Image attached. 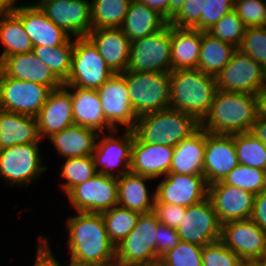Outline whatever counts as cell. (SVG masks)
<instances>
[{"mask_svg": "<svg viewBox=\"0 0 266 266\" xmlns=\"http://www.w3.org/2000/svg\"><path fill=\"white\" fill-rule=\"evenodd\" d=\"M69 258L97 266H115V245L101 213L75 212L65 220Z\"/></svg>", "mask_w": 266, "mask_h": 266, "instance_id": "1", "label": "cell"}, {"mask_svg": "<svg viewBox=\"0 0 266 266\" xmlns=\"http://www.w3.org/2000/svg\"><path fill=\"white\" fill-rule=\"evenodd\" d=\"M257 118L254 94L217 90L200 127L213 134H238L251 131Z\"/></svg>", "mask_w": 266, "mask_h": 266, "instance_id": "2", "label": "cell"}, {"mask_svg": "<svg viewBox=\"0 0 266 266\" xmlns=\"http://www.w3.org/2000/svg\"><path fill=\"white\" fill-rule=\"evenodd\" d=\"M217 88L216 77L199 69L170 72V106L185 112L199 123L207 116Z\"/></svg>", "mask_w": 266, "mask_h": 266, "instance_id": "3", "label": "cell"}, {"mask_svg": "<svg viewBox=\"0 0 266 266\" xmlns=\"http://www.w3.org/2000/svg\"><path fill=\"white\" fill-rule=\"evenodd\" d=\"M200 128L192 116L167 108L138 117L133 133L142 143L177 146Z\"/></svg>", "mask_w": 266, "mask_h": 266, "instance_id": "4", "label": "cell"}, {"mask_svg": "<svg viewBox=\"0 0 266 266\" xmlns=\"http://www.w3.org/2000/svg\"><path fill=\"white\" fill-rule=\"evenodd\" d=\"M154 211L139 215L133 230L115 246V266H156L160 258L156 253L157 226Z\"/></svg>", "mask_w": 266, "mask_h": 266, "instance_id": "5", "label": "cell"}, {"mask_svg": "<svg viewBox=\"0 0 266 266\" xmlns=\"http://www.w3.org/2000/svg\"><path fill=\"white\" fill-rule=\"evenodd\" d=\"M40 144L33 142L0 150V179L7 186L26 188L47 172L49 166L44 164Z\"/></svg>", "mask_w": 266, "mask_h": 266, "instance_id": "6", "label": "cell"}, {"mask_svg": "<svg viewBox=\"0 0 266 266\" xmlns=\"http://www.w3.org/2000/svg\"><path fill=\"white\" fill-rule=\"evenodd\" d=\"M121 74L138 117L169 108L170 72L124 71Z\"/></svg>", "mask_w": 266, "mask_h": 266, "instance_id": "7", "label": "cell"}, {"mask_svg": "<svg viewBox=\"0 0 266 266\" xmlns=\"http://www.w3.org/2000/svg\"><path fill=\"white\" fill-rule=\"evenodd\" d=\"M126 71L171 72V25L131 41Z\"/></svg>", "mask_w": 266, "mask_h": 266, "instance_id": "8", "label": "cell"}, {"mask_svg": "<svg viewBox=\"0 0 266 266\" xmlns=\"http://www.w3.org/2000/svg\"><path fill=\"white\" fill-rule=\"evenodd\" d=\"M114 73L87 37L74 38L71 71L64 86L99 89Z\"/></svg>", "mask_w": 266, "mask_h": 266, "instance_id": "9", "label": "cell"}, {"mask_svg": "<svg viewBox=\"0 0 266 266\" xmlns=\"http://www.w3.org/2000/svg\"><path fill=\"white\" fill-rule=\"evenodd\" d=\"M120 131L121 135L116 129L99 133L92 158L100 174L120 177L130 172L134 133L133 130Z\"/></svg>", "mask_w": 266, "mask_h": 266, "instance_id": "10", "label": "cell"}, {"mask_svg": "<svg viewBox=\"0 0 266 266\" xmlns=\"http://www.w3.org/2000/svg\"><path fill=\"white\" fill-rule=\"evenodd\" d=\"M52 89L31 81L8 77L0 69V109L36 117Z\"/></svg>", "mask_w": 266, "mask_h": 266, "instance_id": "11", "label": "cell"}, {"mask_svg": "<svg viewBox=\"0 0 266 266\" xmlns=\"http://www.w3.org/2000/svg\"><path fill=\"white\" fill-rule=\"evenodd\" d=\"M65 197L74 212L103 213L118 205L117 177L97 173Z\"/></svg>", "mask_w": 266, "mask_h": 266, "instance_id": "12", "label": "cell"}, {"mask_svg": "<svg viewBox=\"0 0 266 266\" xmlns=\"http://www.w3.org/2000/svg\"><path fill=\"white\" fill-rule=\"evenodd\" d=\"M220 241L247 265L258 262L266 250V232L250 218L222 224Z\"/></svg>", "mask_w": 266, "mask_h": 266, "instance_id": "13", "label": "cell"}, {"mask_svg": "<svg viewBox=\"0 0 266 266\" xmlns=\"http://www.w3.org/2000/svg\"><path fill=\"white\" fill-rule=\"evenodd\" d=\"M266 70L253 58L238 49L217 75L218 90L256 94L264 87Z\"/></svg>", "mask_w": 266, "mask_h": 266, "instance_id": "14", "label": "cell"}, {"mask_svg": "<svg viewBox=\"0 0 266 266\" xmlns=\"http://www.w3.org/2000/svg\"><path fill=\"white\" fill-rule=\"evenodd\" d=\"M222 224L210 199L186 207V213L176 229L181 241L205 246L221 239Z\"/></svg>", "mask_w": 266, "mask_h": 266, "instance_id": "15", "label": "cell"}, {"mask_svg": "<svg viewBox=\"0 0 266 266\" xmlns=\"http://www.w3.org/2000/svg\"><path fill=\"white\" fill-rule=\"evenodd\" d=\"M97 92L104 117L116 130H133L138 119L129 97L126 81L121 73H114Z\"/></svg>", "mask_w": 266, "mask_h": 266, "instance_id": "16", "label": "cell"}, {"mask_svg": "<svg viewBox=\"0 0 266 266\" xmlns=\"http://www.w3.org/2000/svg\"><path fill=\"white\" fill-rule=\"evenodd\" d=\"M208 187L203 175L169 172L155 184L156 199L160 203L189 207L208 197Z\"/></svg>", "mask_w": 266, "mask_h": 266, "instance_id": "17", "label": "cell"}, {"mask_svg": "<svg viewBox=\"0 0 266 266\" xmlns=\"http://www.w3.org/2000/svg\"><path fill=\"white\" fill-rule=\"evenodd\" d=\"M208 198L221 224L251 218L255 198L252 192L218 181L209 185Z\"/></svg>", "mask_w": 266, "mask_h": 266, "instance_id": "18", "label": "cell"}, {"mask_svg": "<svg viewBox=\"0 0 266 266\" xmlns=\"http://www.w3.org/2000/svg\"><path fill=\"white\" fill-rule=\"evenodd\" d=\"M239 164L233 134H213L206 131L203 176L207 184L223 181Z\"/></svg>", "mask_w": 266, "mask_h": 266, "instance_id": "19", "label": "cell"}, {"mask_svg": "<svg viewBox=\"0 0 266 266\" xmlns=\"http://www.w3.org/2000/svg\"><path fill=\"white\" fill-rule=\"evenodd\" d=\"M40 9L73 38L86 37L93 29L90 0L49 2Z\"/></svg>", "mask_w": 266, "mask_h": 266, "instance_id": "20", "label": "cell"}, {"mask_svg": "<svg viewBox=\"0 0 266 266\" xmlns=\"http://www.w3.org/2000/svg\"><path fill=\"white\" fill-rule=\"evenodd\" d=\"M12 12L22 21L33 46H61L71 36L55 25L40 8L31 7L27 1L17 5Z\"/></svg>", "mask_w": 266, "mask_h": 266, "instance_id": "21", "label": "cell"}, {"mask_svg": "<svg viewBox=\"0 0 266 266\" xmlns=\"http://www.w3.org/2000/svg\"><path fill=\"white\" fill-rule=\"evenodd\" d=\"M36 119L42 140L74 125L71 92L64 85L52 90Z\"/></svg>", "mask_w": 266, "mask_h": 266, "instance_id": "22", "label": "cell"}, {"mask_svg": "<svg viewBox=\"0 0 266 266\" xmlns=\"http://www.w3.org/2000/svg\"><path fill=\"white\" fill-rule=\"evenodd\" d=\"M173 153L172 146L142 143L134 134L130 172L159 181L170 172Z\"/></svg>", "mask_w": 266, "mask_h": 266, "instance_id": "23", "label": "cell"}, {"mask_svg": "<svg viewBox=\"0 0 266 266\" xmlns=\"http://www.w3.org/2000/svg\"><path fill=\"white\" fill-rule=\"evenodd\" d=\"M113 73L126 71L131 41L120 28L92 29L86 36Z\"/></svg>", "mask_w": 266, "mask_h": 266, "instance_id": "24", "label": "cell"}, {"mask_svg": "<svg viewBox=\"0 0 266 266\" xmlns=\"http://www.w3.org/2000/svg\"><path fill=\"white\" fill-rule=\"evenodd\" d=\"M0 69L14 79L31 81L52 90L63 83L51 72L48 66L31 52L10 55L0 63Z\"/></svg>", "mask_w": 266, "mask_h": 266, "instance_id": "25", "label": "cell"}, {"mask_svg": "<svg viewBox=\"0 0 266 266\" xmlns=\"http://www.w3.org/2000/svg\"><path fill=\"white\" fill-rule=\"evenodd\" d=\"M71 92L74 124L98 133L114 130L106 121L99 94L95 89L65 86Z\"/></svg>", "mask_w": 266, "mask_h": 266, "instance_id": "26", "label": "cell"}, {"mask_svg": "<svg viewBox=\"0 0 266 266\" xmlns=\"http://www.w3.org/2000/svg\"><path fill=\"white\" fill-rule=\"evenodd\" d=\"M153 180L132 172L117 177L118 205L140 214L153 211L156 188L150 192L151 188L146 183Z\"/></svg>", "mask_w": 266, "mask_h": 266, "instance_id": "27", "label": "cell"}, {"mask_svg": "<svg viewBox=\"0 0 266 266\" xmlns=\"http://www.w3.org/2000/svg\"><path fill=\"white\" fill-rule=\"evenodd\" d=\"M99 133L95 130L72 125L59 133L53 134L47 140L51 143L58 158H78L92 156Z\"/></svg>", "mask_w": 266, "mask_h": 266, "instance_id": "28", "label": "cell"}, {"mask_svg": "<svg viewBox=\"0 0 266 266\" xmlns=\"http://www.w3.org/2000/svg\"><path fill=\"white\" fill-rule=\"evenodd\" d=\"M41 141L36 117L0 109V150Z\"/></svg>", "mask_w": 266, "mask_h": 266, "instance_id": "29", "label": "cell"}, {"mask_svg": "<svg viewBox=\"0 0 266 266\" xmlns=\"http://www.w3.org/2000/svg\"><path fill=\"white\" fill-rule=\"evenodd\" d=\"M206 131L201 127L174 147L170 172L203 175Z\"/></svg>", "mask_w": 266, "mask_h": 266, "instance_id": "30", "label": "cell"}, {"mask_svg": "<svg viewBox=\"0 0 266 266\" xmlns=\"http://www.w3.org/2000/svg\"><path fill=\"white\" fill-rule=\"evenodd\" d=\"M202 31L171 26L172 70L197 69Z\"/></svg>", "mask_w": 266, "mask_h": 266, "instance_id": "31", "label": "cell"}, {"mask_svg": "<svg viewBox=\"0 0 266 266\" xmlns=\"http://www.w3.org/2000/svg\"><path fill=\"white\" fill-rule=\"evenodd\" d=\"M167 23L161 14L141 0H131L120 29L133 41L161 30Z\"/></svg>", "mask_w": 266, "mask_h": 266, "instance_id": "32", "label": "cell"}, {"mask_svg": "<svg viewBox=\"0 0 266 266\" xmlns=\"http://www.w3.org/2000/svg\"><path fill=\"white\" fill-rule=\"evenodd\" d=\"M0 63L8 56L31 52L33 45L22 21L12 11L0 12Z\"/></svg>", "mask_w": 266, "mask_h": 266, "instance_id": "33", "label": "cell"}, {"mask_svg": "<svg viewBox=\"0 0 266 266\" xmlns=\"http://www.w3.org/2000/svg\"><path fill=\"white\" fill-rule=\"evenodd\" d=\"M237 50L233 45L223 42L208 32H202L198 67L205 74L217 75L228 64Z\"/></svg>", "mask_w": 266, "mask_h": 266, "instance_id": "34", "label": "cell"}, {"mask_svg": "<svg viewBox=\"0 0 266 266\" xmlns=\"http://www.w3.org/2000/svg\"><path fill=\"white\" fill-rule=\"evenodd\" d=\"M73 49L74 38L71 37L61 46H33L32 52L64 83L71 71Z\"/></svg>", "mask_w": 266, "mask_h": 266, "instance_id": "35", "label": "cell"}, {"mask_svg": "<svg viewBox=\"0 0 266 266\" xmlns=\"http://www.w3.org/2000/svg\"><path fill=\"white\" fill-rule=\"evenodd\" d=\"M131 0H92L91 23L93 29L121 28Z\"/></svg>", "mask_w": 266, "mask_h": 266, "instance_id": "36", "label": "cell"}, {"mask_svg": "<svg viewBox=\"0 0 266 266\" xmlns=\"http://www.w3.org/2000/svg\"><path fill=\"white\" fill-rule=\"evenodd\" d=\"M59 177L62 179L61 184H57L64 195L68 194L75 186L80 185L98 172L95 169L92 156L63 159Z\"/></svg>", "mask_w": 266, "mask_h": 266, "instance_id": "37", "label": "cell"}, {"mask_svg": "<svg viewBox=\"0 0 266 266\" xmlns=\"http://www.w3.org/2000/svg\"><path fill=\"white\" fill-rule=\"evenodd\" d=\"M240 164L266 170V145L251 131L233 134Z\"/></svg>", "mask_w": 266, "mask_h": 266, "instance_id": "38", "label": "cell"}, {"mask_svg": "<svg viewBox=\"0 0 266 266\" xmlns=\"http://www.w3.org/2000/svg\"><path fill=\"white\" fill-rule=\"evenodd\" d=\"M105 222L107 235L116 246L135 227L140 213L116 205L101 213Z\"/></svg>", "mask_w": 266, "mask_h": 266, "instance_id": "39", "label": "cell"}, {"mask_svg": "<svg viewBox=\"0 0 266 266\" xmlns=\"http://www.w3.org/2000/svg\"><path fill=\"white\" fill-rule=\"evenodd\" d=\"M223 182L256 195L266 191V170L239 164L228 173Z\"/></svg>", "mask_w": 266, "mask_h": 266, "instance_id": "40", "label": "cell"}, {"mask_svg": "<svg viewBox=\"0 0 266 266\" xmlns=\"http://www.w3.org/2000/svg\"><path fill=\"white\" fill-rule=\"evenodd\" d=\"M203 247L194 243H179L160 257V266H202Z\"/></svg>", "mask_w": 266, "mask_h": 266, "instance_id": "41", "label": "cell"}, {"mask_svg": "<svg viewBox=\"0 0 266 266\" xmlns=\"http://www.w3.org/2000/svg\"><path fill=\"white\" fill-rule=\"evenodd\" d=\"M245 25L238 17L237 12L232 11L225 14L207 32L219 40L229 43L238 48L245 32Z\"/></svg>", "mask_w": 266, "mask_h": 266, "instance_id": "42", "label": "cell"}, {"mask_svg": "<svg viewBox=\"0 0 266 266\" xmlns=\"http://www.w3.org/2000/svg\"><path fill=\"white\" fill-rule=\"evenodd\" d=\"M266 70V27H248L237 48Z\"/></svg>", "mask_w": 266, "mask_h": 266, "instance_id": "43", "label": "cell"}, {"mask_svg": "<svg viewBox=\"0 0 266 266\" xmlns=\"http://www.w3.org/2000/svg\"><path fill=\"white\" fill-rule=\"evenodd\" d=\"M202 266H246L247 264L220 240L203 246Z\"/></svg>", "mask_w": 266, "mask_h": 266, "instance_id": "44", "label": "cell"}, {"mask_svg": "<svg viewBox=\"0 0 266 266\" xmlns=\"http://www.w3.org/2000/svg\"><path fill=\"white\" fill-rule=\"evenodd\" d=\"M234 10L245 27H266V0H234Z\"/></svg>", "mask_w": 266, "mask_h": 266, "instance_id": "45", "label": "cell"}, {"mask_svg": "<svg viewBox=\"0 0 266 266\" xmlns=\"http://www.w3.org/2000/svg\"><path fill=\"white\" fill-rule=\"evenodd\" d=\"M234 9V0H203V12L198 22V30L207 32L225 14Z\"/></svg>", "mask_w": 266, "mask_h": 266, "instance_id": "46", "label": "cell"}, {"mask_svg": "<svg viewBox=\"0 0 266 266\" xmlns=\"http://www.w3.org/2000/svg\"><path fill=\"white\" fill-rule=\"evenodd\" d=\"M202 12L203 0H186L178 14L169 22V25L198 30V22Z\"/></svg>", "mask_w": 266, "mask_h": 266, "instance_id": "47", "label": "cell"}, {"mask_svg": "<svg viewBox=\"0 0 266 266\" xmlns=\"http://www.w3.org/2000/svg\"><path fill=\"white\" fill-rule=\"evenodd\" d=\"M153 211L161 224L177 229L186 213V207L160 203L156 199Z\"/></svg>", "mask_w": 266, "mask_h": 266, "instance_id": "48", "label": "cell"}, {"mask_svg": "<svg viewBox=\"0 0 266 266\" xmlns=\"http://www.w3.org/2000/svg\"><path fill=\"white\" fill-rule=\"evenodd\" d=\"M36 241H38L35 250L36 256L32 266H64L59 259L57 260V255L52 252L50 239L46 235H38Z\"/></svg>", "mask_w": 266, "mask_h": 266, "instance_id": "49", "label": "cell"}, {"mask_svg": "<svg viewBox=\"0 0 266 266\" xmlns=\"http://www.w3.org/2000/svg\"><path fill=\"white\" fill-rule=\"evenodd\" d=\"M155 239L156 253L159 258L167 251L174 248L180 241L178 232L175 228L161 223L157 226V237Z\"/></svg>", "mask_w": 266, "mask_h": 266, "instance_id": "50", "label": "cell"}, {"mask_svg": "<svg viewBox=\"0 0 266 266\" xmlns=\"http://www.w3.org/2000/svg\"><path fill=\"white\" fill-rule=\"evenodd\" d=\"M250 219L266 232V191L255 195Z\"/></svg>", "mask_w": 266, "mask_h": 266, "instance_id": "51", "label": "cell"}, {"mask_svg": "<svg viewBox=\"0 0 266 266\" xmlns=\"http://www.w3.org/2000/svg\"><path fill=\"white\" fill-rule=\"evenodd\" d=\"M151 9L156 10L169 23V0H141Z\"/></svg>", "mask_w": 266, "mask_h": 266, "instance_id": "52", "label": "cell"}, {"mask_svg": "<svg viewBox=\"0 0 266 266\" xmlns=\"http://www.w3.org/2000/svg\"><path fill=\"white\" fill-rule=\"evenodd\" d=\"M257 118L266 119V89L262 87L256 94Z\"/></svg>", "mask_w": 266, "mask_h": 266, "instance_id": "53", "label": "cell"}, {"mask_svg": "<svg viewBox=\"0 0 266 266\" xmlns=\"http://www.w3.org/2000/svg\"><path fill=\"white\" fill-rule=\"evenodd\" d=\"M251 132L266 145V119L256 118Z\"/></svg>", "mask_w": 266, "mask_h": 266, "instance_id": "54", "label": "cell"}, {"mask_svg": "<svg viewBox=\"0 0 266 266\" xmlns=\"http://www.w3.org/2000/svg\"><path fill=\"white\" fill-rule=\"evenodd\" d=\"M185 1L186 0H169V22L178 14Z\"/></svg>", "mask_w": 266, "mask_h": 266, "instance_id": "55", "label": "cell"}, {"mask_svg": "<svg viewBox=\"0 0 266 266\" xmlns=\"http://www.w3.org/2000/svg\"><path fill=\"white\" fill-rule=\"evenodd\" d=\"M21 2H23V1H20V0H0V12L12 11L17 6V4L21 3Z\"/></svg>", "mask_w": 266, "mask_h": 266, "instance_id": "56", "label": "cell"}, {"mask_svg": "<svg viewBox=\"0 0 266 266\" xmlns=\"http://www.w3.org/2000/svg\"><path fill=\"white\" fill-rule=\"evenodd\" d=\"M56 1H66V0H28V4L31 6V7H35V8H41L43 5H45L46 3H49V2H56ZM71 1V0H69Z\"/></svg>", "mask_w": 266, "mask_h": 266, "instance_id": "57", "label": "cell"}, {"mask_svg": "<svg viewBox=\"0 0 266 266\" xmlns=\"http://www.w3.org/2000/svg\"><path fill=\"white\" fill-rule=\"evenodd\" d=\"M68 262L69 263L66 266H97L91 263L81 262L72 258H70Z\"/></svg>", "mask_w": 266, "mask_h": 266, "instance_id": "58", "label": "cell"}, {"mask_svg": "<svg viewBox=\"0 0 266 266\" xmlns=\"http://www.w3.org/2000/svg\"><path fill=\"white\" fill-rule=\"evenodd\" d=\"M253 266H266V250L263 253L262 258L258 262H256L255 264H253Z\"/></svg>", "mask_w": 266, "mask_h": 266, "instance_id": "59", "label": "cell"}, {"mask_svg": "<svg viewBox=\"0 0 266 266\" xmlns=\"http://www.w3.org/2000/svg\"><path fill=\"white\" fill-rule=\"evenodd\" d=\"M264 88L266 89V74H265Z\"/></svg>", "mask_w": 266, "mask_h": 266, "instance_id": "60", "label": "cell"}]
</instances>
